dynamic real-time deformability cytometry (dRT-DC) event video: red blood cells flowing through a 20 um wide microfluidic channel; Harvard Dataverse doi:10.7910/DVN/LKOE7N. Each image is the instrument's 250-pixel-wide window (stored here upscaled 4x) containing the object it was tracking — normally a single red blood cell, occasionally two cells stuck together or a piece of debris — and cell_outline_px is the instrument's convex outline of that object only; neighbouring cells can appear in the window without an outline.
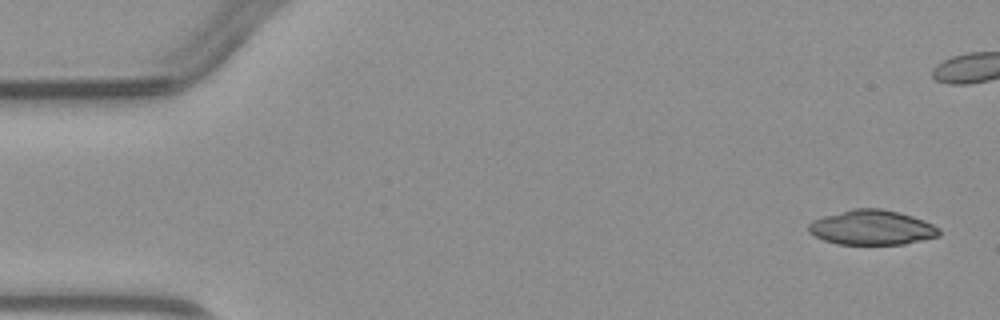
{"species": "common noctule bat (a hibernating species)", "species_latin": "Nyctalus noctula", "temperature_condition": "warm", "stored_images_in_passage": 4, "camera_frame_rate_fps": 3000, "um_per_image_px": 0.085, "animal": {"sex": "male", "body_mass_g": 23.1, "forearm_length_mm": 52.7}, "frame": {"image": 1, "passage_image": 1, "time_ms": 0.0, "image_size_px": [1000, 320], "cell_outline_px": [[940, 236], [904, 244], [836, 244], [824, 240], [808, 232], [808, 224], [812, 220], [824, 216], [852, 208], [880, 208], [900, 212], [924, 220], [940, 228]], "centroid_in_image_um": [74.11, 19.33], "position_along_channel_um": 10.9, "area_um2": 26.59}}
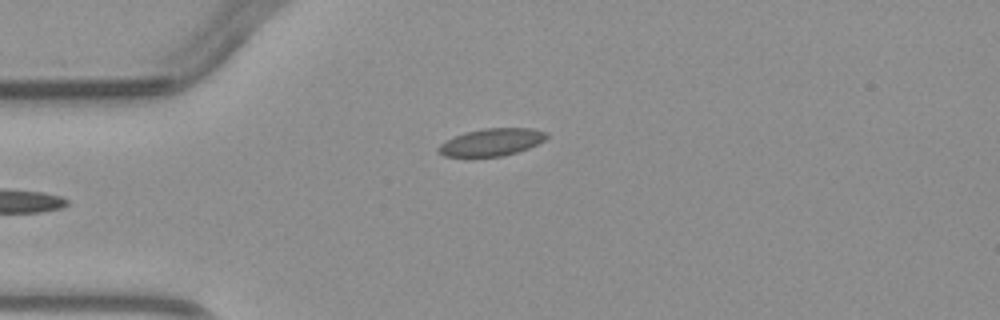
{"frame": {"image": 2, "passage_image": 4, "time_ms": 4.667, "image_size_px": [1000, 320], "cell_outline_px": [[548, 136], [544, 140], [528, 148], [516, 152], [500, 156], [444, 156], [436, 152], [436, 148], [440, 144], [464, 132], [484, 128], [532, 128], [548, 132]], "centroid_in_image_um": [41.78, 12.07], "position_along_channel_um": 43.2, "area_um2": 17.11}}